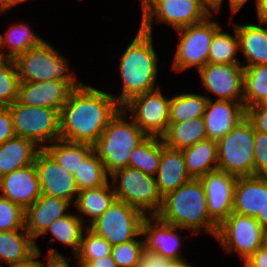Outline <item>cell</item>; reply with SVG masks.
<instances>
[{"mask_svg": "<svg viewBox=\"0 0 267 267\" xmlns=\"http://www.w3.org/2000/svg\"><path fill=\"white\" fill-rule=\"evenodd\" d=\"M122 106L111 93L79 82L60 112V139L94 145Z\"/></svg>", "mask_w": 267, "mask_h": 267, "instance_id": "obj_1", "label": "cell"}, {"mask_svg": "<svg viewBox=\"0 0 267 267\" xmlns=\"http://www.w3.org/2000/svg\"><path fill=\"white\" fill-rule=\"evenodd\" d=\"M158 55L153 46L152 34L140 28L120 56L119 71L122 79L121 93L112 96L123 106L131 98L151 92L160 86H155L159 73Z\"/></svg>", "mask_w": 267, "mask_h": 267, "instance_id": "obj_2", "label": "cell"}, {"mask_svg": "<svg viewBox=\"0 0 267 267\" xmlns=\"http://www.w3.org/2000/svg\"><path fill=\"white\" fill-rule=\"evenodd\" d=\"M157 216L181 229L198 235L203 230L215 238L218 225L208 213L204 187L199 179H191L162 199Z\"/></svg>", "mask_w": 267, "mask_h": 267, "instance_id": "obj_3", "label": "cell"}, {"mask_svg": "<svg viewBox=\"0 0 267 267\" xmlns=\"http://www.w3.org/2000/svg\"><path fill=\"white\" fill-rule=\"evenodd\" d=\"M128 114L121 108L93 145L109 176L128 167L133 149L147 136Z\"/></svg>", "mask_w": 267, "mask_h": 267, "instance_id": "obj_4", "label": "cell"}, {"mask_svg": "<svg viewBox=\"0 0 267 267\" xmlns=\"http://www.w3.org/2000/svg\"><path fill=\"white\" fill-rule=\"evenodd\" d=\"M116 199L138 209L145 216L157 215L162 199L155 177L126 167L110 175Z\"/></svg>", "mask_w": 267, "mask_h": 267, "instance_id": "obj_5", "label": "cell"}, {"mask_svg": "<svg viewBox=\"0 0 267 267\" xmlns=\"http://www.w3.org/2000/svg\"><path fill=\"white\" fill-rule=\"evenodd\" d=\"M20 83L78 79L68 60L47 40L14 59Z\"/></svg>", "mask_w": 267, "mask_h": 267, "instance_id": "obj_6", "label": "cell"}, {"mask_svg": "<svg viewBox=\"0 0 267 267\" xmlns=\"http://www.w3.org/2000/svg\"><path fill=\"white\" fill-rule=\"evenodd\" d=\"M217 169L236 177L254 175V128L245 117L217 141Z\"/></svg>", "mask_w": 267, "mask_h": 267, "instance_id": "obj_7", "label": "cell"}, {"mask_svg": "<svg viewBox=\"0 0 267 267\" xmlns=\"http://www.w3.org/2000/svg\"><path fill=\"white\" fill-rule=\"evenodd\" d=\"M8 107L15 136L31 140L41 149L60 139L58 110L27 106L18 100Z\"/></svg>", "mask_w": 267, "mask_h": 267, "instance_id": "obj_8", "label": "cell"}, {"mask_svg": "<svg viewBox=\"0 0 267 267\" xmlns=\"http://www.w3.org/2000/svg\"><path fill=\"white\" fill-rule=\"evenodd\" d=\"M139 28L153 34V22L166 23L175 30L204 21L210 14L198 0H140Z\"/></svg>", "mask_w": 267, "mask_h": 267, "instance_id": "obj_9", "label": "cell"}, {"mask_svg": "<svg viewBox=\"0 0 267 267\" xmlns=\"http://www.w3.org/2000/svg\"><path fill=\"white\" fill-rule=\"evenodd\" d=\"M208 16L204 21L177 29L179 43L171 67L176 72L196 68L197 71L208 63L211 41L221 25Z\"/></svg>", "mask_w": 267, "mask_h": 267, "instance_id": "obj_10", "label": "cell"}, {"mask_svg": "<svg viewBox=\"0 0 267 267\" xmlns=\"http://www.w3.org/2000/svg\"><path fill=\"white\" fill-rule=\"evenodd\" d=\"M144 218L138 209L115 199L88 228L115 246L136 239L141 234Z\"/></svg>", "mask_w": 267, "mask_h": 267, "instance_id": "obj_11", "label": "cell"}, {"mask_svg": "<svg viewBox=\"0 0 267 267\" xmlns=\"http://www.w3.org/2000/svg\"><path fill=\"white\" fill-rule=\"evenodd\" d=\"M265 231L256 218L233 213L217 229L216 241L223 250L238 254L241 262L262 246Z\"/></svg>", "mask_w": 267, "mask_h": 267, "instance_id": "obj_12", "label": "cell"}, {"mask_svg": "<svg viewBox=\"0 0 267 267\" xmlns=\"http://www.w3.org/2000/svg\"><path fill=\"white\" fill-rule=\"evenodd\" d=\"M170 100L159 87L131 98L122 108L147 136L161 138L169 126Z\"/></svg>", "mask_w": 267, "mask_h": 267, "instance_id": "obj_13", "label": "cell"}, {"mask_svg": "<svg viewBox=\"0 0 267 267\" xmlns=\"http://www.w3.org/2000/svg\"><path fill=\"white\" fill-rule=\"evenodd\" d=\"M41 194L68 200L75 204L78 187L75 177L45 150L41 149L35 158Z\"/></svg>", "mask_w": 267, "mask_h": 267, "instance_id": "obj_14", "label": "cell"}, {"mask_svg": "<svg viewBox=\"0 0 267 267\" xmlns=\"http://www.w3.org/2000/svg\"><path fill=\"white\" fill-rule=\"evenodd\" d=\"M198 73L203 87L217 96L216 100L243 101L242 64L207 63Z\"/></svg>", "mask_w": 267, "mask_h": 267, "instance_id": "obj_15", "label": "cell"}, {"mask_svg": "<svg viewBox=\"0 0 267 267\" xmlns=\"http://www.w3.org/2000/svg\"><path fill=\"white\" fill-rule=\"evenodd\" d=\"M238 177L219 169L202 176L201 181L210 218L219 226L233 212L234 189Z\"/></svg>", "mask_w": 267, "mask_h": 267, "instance_id": "obj_16", "label": "cell"}, {"mask_svg": "<svg viewBox=\"0 0 267 267\" xmlns=\"http://www.w3.org/2000/svg\"><path fill=\"white\" fill-rule=\"evenodd\" d=\"M78 79H55L19 84L18 101L32 107H45L61 112Z\"/></svg>", "mask_w": 267, "mask_h": 267, "instance_id": "obj_17", "label": "cell"}, {"mask_svg": "<svg viewBox=\"0 0 267 267\" xmlns=\"http://www.w3.org/2000/svg\"><path fill=\"white\" fill-rule=\"evenodd\" d=\"M177 230L180 232L182 229L161 220L157 215L145 216L141 227L144 247L171 261L185 259L181 254L183 241Z\"/></svg>", "mask_w": 267, "mask_h": 267, "instance_id": "obj_18", "label": "cell"}, {"mask_svg": "<svg viewBox=\"0 0 267 267\" xmlns=\"http://www.w3.org/2000/svg\"><path fill=\"white\" fill-rule=\"evenodd\" d=\"M0 192L1 196L26 210L41 196L35 164L1 176Z\"/></svg>", "mask_w": 267, "mask_h": 267, "instance_id": "obj_19", "label": "cell"}, {"mask_svg": "<svg viewBox=\"0 0 267 267\" xmlns=\"http://www.w3.org/2000/svg\"><path fill=\"white\" fill-rule=\"evenodd\" d=\"M246 117L243 101L212 100L208 97L203 115L207 139L218 141Z\"/></svg>", "mask_w": 267, "mask_h": 267, "instance_id": "obj_20", "label": "cell"}, {"mask_svg": "<svg viewBox=\"0 0 267 267\" xmlns=\"http://www.w3.org/2000/svg\"><path fill=\"white\" fill-rule=\"evenodd\" d=\"M72 203L68 200L43 195L26 210L24 214V228L35 240L45 232L49 225L60 217L69 214Z\"/></svg>", "mask_w": 267, "mask_h": 267, "instance_id": "obj_21", "label": "cell"}, {"mask_svg": "<svg viewBox=\"0 0 267 267\" xmlns=\"http://www.w3.org/2000/svg\"><path fill=\"white\" fill-rule=\"evenodd\" d=\"M267 203V176L238 177L234 189L233 213L257 218Z\"/></svg>", "mask_w": 267, "mask_h": 267, "instance_id": "obj_22", "label": "cell"}, {"mask_svg": "<svg viewBox=\"0 0 267 267\" xmlns=\"http://www.w3.org/2000/svg\"><path fill=\"white\" fill-rule=\"evenodd\" d=\"M155 180L162 197L191 180L186 170L183 152L166 147L162 138L161 159Z\"/></svg>", "mask_w": 267, "mask_h": 267, "instance_id": "obj_23", "label": "cell"}, {"mask_svg": "<svg viewBox=\"0 0 267 267\" xmlns=\"http://www.w3.org/2000/svg\"><path fill=\"white\" fill-rule=\"evenodd\" d=\"M37 243L25 229L0 231V260L6 267L18 266L37 252L42 253Z\"/></svg>", "mask_w": 267, "mask_h": 267, "instance_id": "obj_24", "label": "cell"}, {"mask_svg": "<svg viewBox=\"0 0 267 267\" xmlns=\"http://www.w3.org/2000/svg\"><path fill=\"white\" fill-rule=\"evenodd\" d=\"M258 23H233L238 34L240 51L247 63L244 67L267 65V25L263 22Z\"/></svg>", "mask_w": 267, "mask_h": 267, "instance_id": "obj_25", "label": "cell"}, {"mask_svg": "<svg viewBox=\"0 0 267 267\" xmlns=\"http://www.w3.org/2000/svg\"><path fill=\"white\" fill-rule=\"evenodd\" d=\"M41 150L33 141L14 136L0 145V177L29 166Z\"/></svg>", "mask_w": 267, "mask_h": 267, "instance_id": "obj_26", "label": "cell"}, {"mask_svg": "<svg viewBox=\"0 0 267 267\" xmlns=\"http://www.w3.org/2000/svg\"><path fill=\"white\" fill-rule=\"evenodd\" d=\"M115 199L116 196L113 187L111 183L108 182L102 187L79 191L78 197L73 206H75V209L78 210L77 215L88 227L109 208ZM82 214L83 216L85 215L87 220L85 217L81 216Z\"/></svg>", "mask_w": 267, "mask_h": 267, "instance_id": "obj_27", "label": "cell"}, {"mask_svg": "<svg viewBox=\"0 0 267 267\" xmlns=\"http://www.w3.org/2000/svg\"><path fill=\"white\" fill-rule=\"evenodd\" d=\"M164 145L174 150H184L197 142L207 139L204 118L197 117L180 123H169L161 137Z\"/></svg>", "mask_w": 267, "mask_h": 267, "instance_id": "obj_28", "label": "cell"}, {"mask_svg": "<svg viewBox=\"0 0 267 267\" xmlns=\"http://www.w3.org/2000/svg\"><path fill=\"white\" fill-rule=\"evenodd\" d=\"M43 40L45 39L38 36L28 24L19 21L10 25L4 34L0 33V57L15 59Z\"/></svg>", "mask_w": 267, "mask_h": 267, "instance_id": "obj_29", "label": "cell"}, {"mask_svg": "<svg viewBox=\"0 0 267 267\" xmlns=\"http://www.w3.org/2000/svg\"><path fill=\"white\" fill-rule=\"evenodd\" d=\"M186 170L191 179H200L210 171L217 169V142L205 139L192 147L182 150Z\"/></svg>", "mask_w": 267, "mask_h": 267, "instance_id": "obj_30", "label": "cell"}, {"mask_svg": "<svg viewBox=\"0 0 267 267\" xmlns=\"http://www.w3.org/2000/svg\"><path fill=\"white\" fill-rule=\"evenodd\" d=\"M86 228L87 226L82 222L77 212L76 214L69 213L53 221L42 236L50 233L49 244L56 240L66 247H70L73 250V255H76L80 248L82 234Z\"/></svg>", "mask_w": 267, "mask_h": 267, "instance_id": "obj_31", "label": "cell"}, {"mask_svg": "<svg viewBox=\"0 0 267 267\" xmlns=\"http://www.w3.org/2000/svg\"><path fill=\"white\" fill-rule=\"evenodd\" d=\"M161 159V138L146 136L133 149L128 167L138 169L146 175L155 177Z\"/></svg>", "mask_w": 267, "mask_h": 267, "instance_id": "obj_32", "label": "cell"}, {"mask_svg": "<svg viewBox=\"0 0 267 267\" xmlns=\"http://www.w3.org/2000/svg\"><path fill=\"white\" fill-rule=\"evenodd\" d=\"M45 150L69 173L74 174L81 162L93 151V146L85 143H73L56 140L49 144Z\"/></svg>", "mask_w": 267, "mask_h": 267, "instance_id": "obj_33", "label": "cell"}, {"mask_svg": "<svg viewBox=\"0 0 267 267\" xmlns=\"http://www.w3.org/2000/svg\"><path fill=\"white\" fill-rule=\"evenodd\" d=\"M208 101L207 95L185 92L171 97L169 123H180L202 117Z\"/></svg>", "mask_w": 267, "mask_h": 267, "instance_id": "obj_34", "label": "cell"}, {"mask_svg": "<svg viewBox=\"0 0 267 267\" xmlns=\"http://www.w3.org/2000/svg\"><path fill=\"white\" fill-rule=\"evenodd\" d=\"M233 29L235 36L224 32L222 27L214 33L208 55V63L242 64V62L237 59V53L240 51V47L238 34L234 25Z\"/></svg>", "mask_w": 267, "mask_h": 267, "instance_id": "obj_35", "label": "cell"}, {"mask_svg": "<svg viewBox=\"0 0 267 267\" xmlns=\"http://www.w3.org/2000/svg\"><path fill=\"white\" fill-rule=\"evenodd\" d=\"M267 95V65L244 67L243 104L245 109L257 105Z\"/></svg>", "mask_w": 267, "mask_h": 267, "instance_id": "obj_36", "label": "cell"}, {"mask_svg": "<svg viewBox=\"0 0 267 267\" xmlns=\"http://www.w3.org/2000/svg\"><path fill=\"white\" fill-rule=\"evenodd\" d=\"M73 175L79 191L102 187L110 179L104 164L94 151L81 162Z\"/></svg>", "mask_w": 267, "mask_h": 267, "instance_id": "obj_37", "label": "cell"}, {"mask_svg": "<svg viewBox=\"0 0 267 267\" xmlns=\"http://www.w3.org/2000/svg\"><path fill=\"white\" fill-rule=\"evenodd\" d=\"M19 84L14 59L0 57V107L11 106L18 100Z\"/></svg>", "mask_w": 267, "mask_h": 267, "instance_id": "obj_38", "label": "cell"}, {"mask_svg": "<svg viewBox=\"0 0 267 267\" xmlns=\"http://www.w3.org/2000/svg\"><path fill=\"white\" fill-rule=\"evenodd\" d=\"M112 245L103 237L98 236L88 227L84 230L76 260H95L111 255Z\"/></svg>", "mask_w": 267, "mask_h": 267, "instance_id": "obj_39", "label": "cell"}, {"mask_svg": "<svg viewBox=\"0 0 267 267\" xmlns=\"http://www.w3.org/2000/svg\"><path fill=\"white\" fill-rule=\"evenodd\" d=\"M142 234L136 239L112 246L111 256L117 267H136L140 259V253L144 248ZM140 238V239H139Z\"/></svg>", "mask_w": 267, "mask_h": 267, "instance_id": "obj_40", "label": "cell"}, {"mask_svg": "<svg viewBox=\"0 0 267 267\" xmlns=\"http://www.w3.org/2000/svg\"><path fill=\"white\" fill-rule=\"evenodd\" d=\"M24 214L20 206L0 195V231L25 229Z\"/></svg>", "mask_w": 267, "mask_h": 267, "instance_id": "obj_41", "label": "cell"}, {"mask_svg": "<svg viewBox=\"0 0 267 267\" xmlns=\"http://www.w3.org/2000/svg\"><path fill=\"white\" fill-rule=\"evenodd\" d=\"M254 175L267 176V133L254 130Z\"/></svg>", "mask_w": 267, "mask_h": 267, "instance_id": "obj_42", "label": "cell"}, {"mask_svg": "<svg viewBox=\"0 0 267 267\" xmlns=\"http://www.w3.org/2000/svg\"><path fill=\"white\" fill-rule=\"evenodd\" d=\"M246 118L251 122L254 130L267 133V109L258 104L246 108Z\"/></svg>", "mask_w": 267, "mask_h": 267, "instance_id": "obj_43", "label": "cell"}, {"mask_svg": "<svg viewBox=\"0 0 267 267\" xmlns=\"http://www.w3.org/2000/svg\"><path fill=\"white\" fill-rule=\"evenodd\" d=\"M170 262L171 260L144 247L140 253V259L136 267H168Z\"/></svg>", "mask_w": 267, "mask_h": 267, "instance_id": "obj_44", "label": "cell"}, {"mask_svg": "<svg viewBox=\"0 0 267 267\" xmlns=\"http://www.w3.org/2000/svg\"><path fill=\"white\" fill-rule=\"evenodd\" d=\"M14 136L9 107H0V145Z\"/></svg>", "mask_w": 267, "mask_h": 267, "instance_id": "obj_45", "label": "cell"}, {"mask_svg": "<svg viewBox=\"0 0 267 267\" xmlns=\"http://www.w3.org/2000/svg\"><path fill=\"white\" fill-rule=\"evenodd\" d=\"M47 251V255L45 256L47 258V264L45 263V267H71L69 264L70 257L67 259V257L52 247ZM77 265V267H82L79 263Z\"/></svg>", "mask_w": 267, "mask_h": 267, "instance_id": "obj_46", "label": "cell"}, {"mask_svg": "<svg viewBox=\"0 0 267 267\" xmlns=\"http://www.w3.org/2000/svg\"><path fill=\"white\" fill-rule=\"evenodd\" d=\"M243 267H267V251L260 247L243 262Z\"/></svg>", "mask_w": 267, "mask_h": 267, "instance_id": "obj_47", "label": "cell"}, {"mask_svg": "<svg viewBox=\"0 0 267 267\" xmlns=\"http://www.w3.org/2000/svg\"><path fill=\"white\" fill-rule=\"evenodd\" d=\"M82 267H117L111 255H106L95 260H77Z\"/></svg>", "mask_w": 267, "mask_h": 267, "instance_id": "obj_48", "label": "cell"}, {"mask_svg": "<svg viewBox=\"0 0 267 267\" xmlns=\"http://www.w3.org/2000/svg\"><path fill=\"white\" fill-rule=\"evenodd\" d=\"M198 1L210 15H215L214 12L220 13V10L222 9V0H198Z\"/></svg>", "mask_w": 267, "mask_h": 267, "instance_id": "obj_49", "label": "cell"}, {"mask_svg": "<svg viewBox=\"0 0 267 267\" xmlns=\"http://www.w3.org/2000/svg\"><path fill=\"white\" fill-rule=\"evenodd\" d=\"M258 22H267V0H257Z\"/></svg>", "mask_w": 267, "mask_h": 267, "instance_id": "obj_50", "label": "cell"}, {"mask_svg": "<svg viewBox=\"0 0 267 267\" xmlns=\"http://www.w3.org/2000/svg\"><path fill=\"white\" fill-rule=\"evenodd\" d=\"M41 256V253L34 254L28 261L15 266V267H45V263L38 259Z\"/></svg>", "mask_w": 267, "mask_h": 267, "instance_id": "obj_51", "label": "cell"}, {"mask_svg": "<svg viewBox=\"0 0 267 267\" xmlns=\"http://www.w3.org/2000/svg\"><path fill=\"white\" fill-rule=\"evenodd\" d=\"M29 0H0V15L21 3Z\"/></svg>", "mask_w": 267, "mask_h": 267, "instance_id": "obj_52", "label": "cell"}, {"mask_svg": "<svg viewBox=\"0 0 267 267\" xmlns=\"http://www.w3.org/2000/svg\"><path fill=\"white\" fill-rule=\"evenodd\" d=\"M222 0V4H223ZM249 0H229L231 13L234 15L239 12V10L248 2ZM257 4V0L255 2Z\"/></svg>", "mask_w": 267, "mask_h": 267, "instance_id": "obj_53", "label": "cell"}, {"mask_svg": "<svg viewBox=\"0 0 267 267\" xmlns=\"http://www.w3.org/2000/svg\"><path fill=\"white\" fill-rule=\"evenodd\" d=\"M256 220L260 223L262 226L263 230L266 232L267 231V203L264 206L263 211H260L258 217Z\"/></svg>", "mask_w": 267, "mask_h": 267, "instance_id": "obj_54", "label": "cell"}, {"mask_svg": "<svg viewBox=\"0 0 267 267\" xmlns=\"http://www.w3.org/2000/svg\"><path fill=\"white\" fill-rule=\"evenodd\" d=\"M168 267H195L186 261L185 259L178 260V261H171Z\"/></svg>", "mask_w": 267, "mask_h": 267, "instance_id": "obj_55", "label": "cell"}, {"mask_svg": "<svg viewBox=\"0 0 267 267\" xmlns=\"http://www.w3.org/2000/svg\"><path fill=\"white\" fill-rule=\"evenodd\" d=\"M261 247L267 251V231L264 233Z\"/></svg>", "mask_w": 267, "mask_h": 267, "instance_id": "obj_56", "label": "cell"}, {"mask_svg": "<svg viewBox=\"0 0 267 267\" xmlns=\"http://www.w3.org/2000/svg\"><path fill=\"white\" fill-rule=\"evenodd\" d=\"M258 105L263 109H267V95L263 100L258 103Z\"/></svg>", "mask_w": 267, "mask_h": 267, "instance_id": "obj_57", "label": "cell"}]
</instances>
